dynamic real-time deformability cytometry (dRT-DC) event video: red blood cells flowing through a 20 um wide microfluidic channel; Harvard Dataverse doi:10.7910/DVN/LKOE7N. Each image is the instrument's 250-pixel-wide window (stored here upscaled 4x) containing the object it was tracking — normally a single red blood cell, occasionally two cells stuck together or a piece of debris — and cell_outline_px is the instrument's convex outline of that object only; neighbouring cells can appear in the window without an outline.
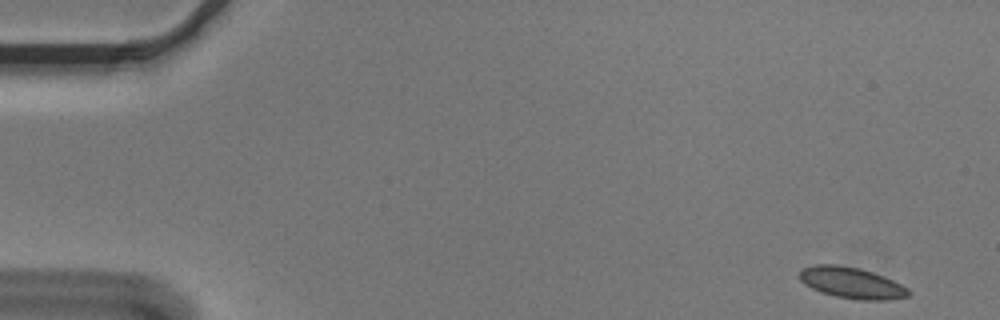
{"species": "Egyptian fruit bat (a non-hibernating species)", "species_latin": "Rousettus aegyptiacus", "temperature_condition": "cold", "stored_images_in_passage": 54, "camera_frame_rate_fps": 3000, "um_per_image_px": 0.085, "animal": {"sex": "male"}, "frame": {"image": 1, "passage_image": 1, "time_ms": 0.0, "image_size_px": [1000, 320], "cell_outline_px": [[912, 292], [908, 296], [888, 300], [860, 300], [836, 296], [820, 292], [804, 284], [800, 280], [800, 272], [804, 268], [816, 264], [836, 264], [860, 268], [872, 272], [892, 280], [908, 288]], "centroid_in_image_um": [72.39, 24.04], "position_along_channel_um": 12.6, "area_um2": 19.71}}
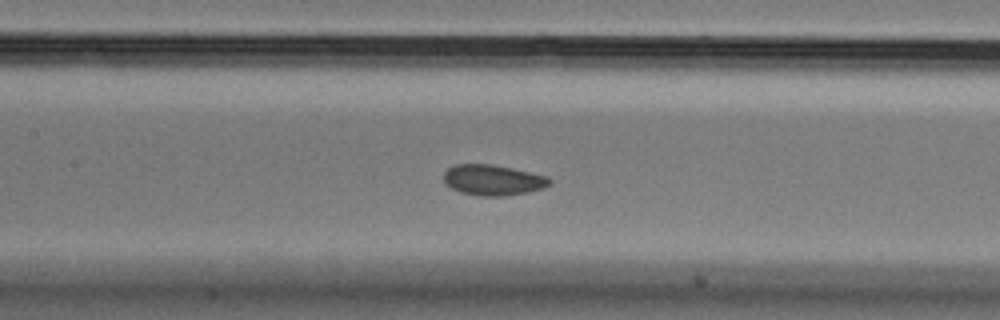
{"frame": {"image": 2, "passage_image": 24, "time_ms": 7.667, "image_size_px": [1000, 320], "cell_outline_px": [[552, 184], [544, 188], [528, 192], [504, 196], [480, 196], [460, 192], [444, 184], [444, 172], [448, 168], [456, 164], [492, 164], [512, 168], [548, 176], [552, 180]], "centroid_in_image_um": [41.92, 15.3], "position_along_channel_um": 165.5, "area_um2": 19.07}}
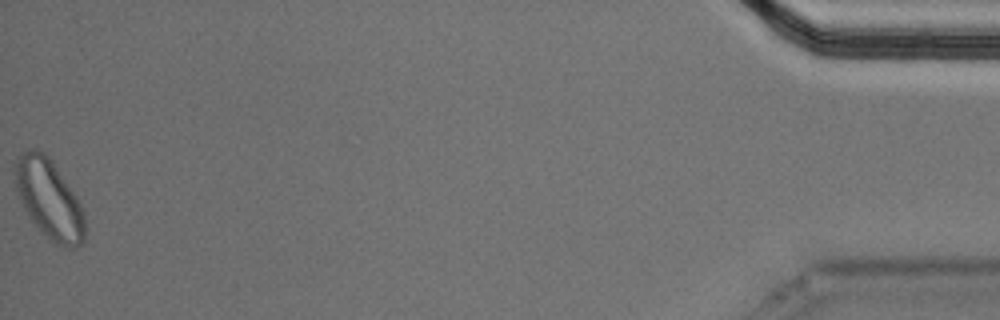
{"frame": {"image": 3, "passage_image": 54, "time_ms": 17.667, "image_size_px": [1000, 320], "cell_outline_px": [[84, 244], [76, 248], [68, 248], [56, 244], [48, 240], [28, 216], [16, 192], [12, 172], [12, 164], [16, 156], [20, 152], [32, 148], [36, 148], [44, 152], [52, 160], [76, 196], [84, 212]], "centroid_in_image_um": [4.12, 16.89], "position_along_channel_um": 431.1, "area_um2": 33.06}, "authors_computed_cell_mechanics": {"area_um2": 19.2185, "velocity_mm_per_s": 3.5892, "shape_relaxation_time_tau1_ms": 8.3945, "shape_relaxation_time_tau2_ms": 2.7133, "deformation_change_tau1": 0.0978, "deformation_change_tau2": 0.0479}}